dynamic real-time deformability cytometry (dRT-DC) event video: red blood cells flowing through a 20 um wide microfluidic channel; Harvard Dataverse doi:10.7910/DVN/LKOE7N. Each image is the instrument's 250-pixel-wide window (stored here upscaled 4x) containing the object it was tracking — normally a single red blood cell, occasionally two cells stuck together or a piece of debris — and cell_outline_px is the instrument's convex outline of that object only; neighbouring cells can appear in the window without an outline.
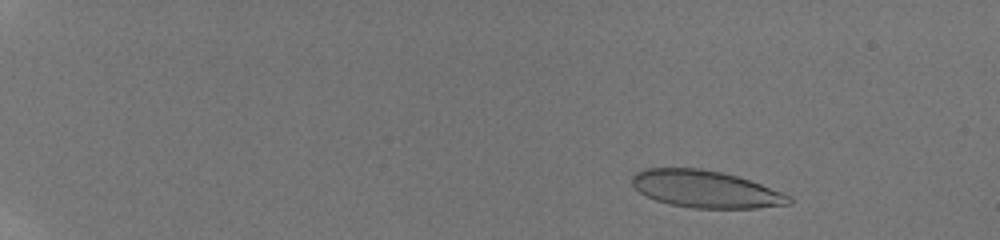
{"species": "human", "species_latin": "Homo sapiens", "temperature_condition": "room temperature", "stored_images_in_passage": 51, "camera_frame_rate_fps": 3000, "um_per_image_px": 0.085, "donor": {"sex": "male"}, "frame": {"image": 1, "passage_image": 4, "time_ms": 1.0, "image_size_px": [1000, 240], "cell_outline_px": [[792, 204], [756, 208], [692, 208], [672, 204], [656, 200], [640, 192], [632, 184], [632, 176], [636, 172], [644, 168], [700, 168], [720, 172], [736, 176], [760, 184], [792, 196]], "centroid_in_image_um": [59.98, 16.08], "position_along_channel_um": 25.0, "area_um2": 33.76}}
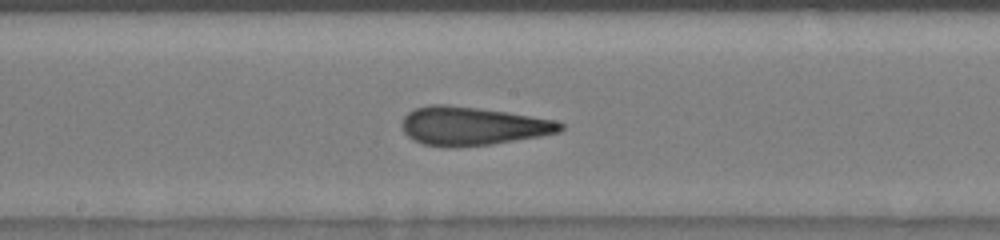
{"frame": {"image": 2, "passage_image": 29, "time_ms": 9.333, "image_size_px": [1000, 240], "cell_outline_px": [[564, 128], [560, 132], [540, 136], [492, 144], [452, 148], [444, 148], [424, 144], [412, 140], [404, 132], [400, 124], [404, 116], [408, 112], [416, 108], [432, 104], [444, 104], [476, 108], [504, 112], [556, 120], [564, 124]], "centroid_in_image_um": [40.12, 10.73], "position_along_channel_um": 208.1, "area_um2": 35.6}}
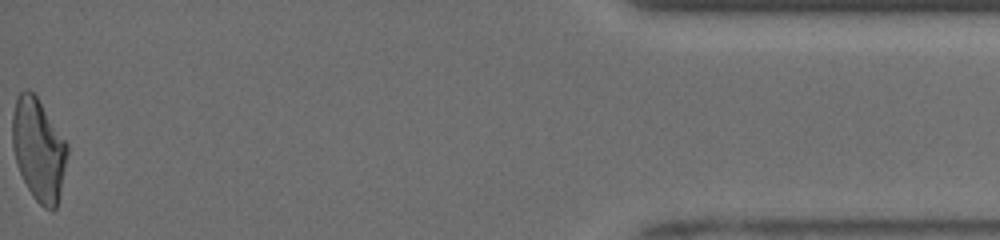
{"frame": {"image": 3, "passage_image": 51, "time_ms": 16.667, "image_size_px": [1000, 240], "cell_outline_px": [[68, 152], [60, 192], [56, 208], [52, 212], [44, 208], [32, 196], [16, 164], [12, 144], [12, 116], [16, 100], [20, 92], [24, 88], [28, 88], [36, 96], [68, 144]], "centroid_in_image_um": [3.27, 12.72], "position_along_channel_um": 431.9, "area_um2": 32.6}, "authors_computed_cell_mechanics": {"area_um2": 34.391, "velocity_mm_per_s": 3.9814, "shape_relaxation_time_tau1_ms": 8.0244, "shape_relaxation_time_tau2_ms": 1.2469, "deformation_change_tau1": 0.2452, "deformation_change_tau2": 0.1054}}